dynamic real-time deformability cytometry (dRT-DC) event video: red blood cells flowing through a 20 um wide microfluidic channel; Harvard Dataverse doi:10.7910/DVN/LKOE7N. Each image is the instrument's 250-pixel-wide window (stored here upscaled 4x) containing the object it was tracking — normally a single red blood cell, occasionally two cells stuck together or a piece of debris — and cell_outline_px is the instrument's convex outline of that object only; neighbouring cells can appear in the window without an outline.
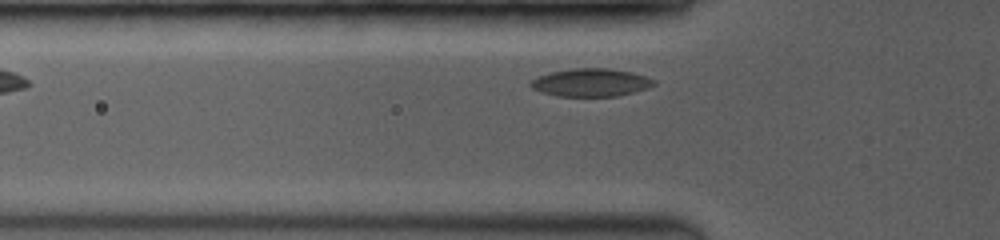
{"species": "common noctule bat (a hibernating species)", "species_latin": "Nyctalus noctula", "temperature_condition": "room temperature", "stored_images_in_passage": 25, "camera_frame_rate_fps": 3500, "um_per_image_px": 0.085, "animal": {"sex": "female", "body_mass_g": 19.0, "forearm_length_mm": 53.3}, "frame": {"image": 1, "passage_image": 4, "time_ms": 1.143, "image_size_px": [1000, 240], "cell_outline_px": [[656, 84], [648, 88], [616, 96], [556, 96], [540, 92], [532, 88], [528, 84], [536, 76], [548, 72], [568, 68], [608, 68], [632, 72], [656, 80]], "centroid_in_image_um": [50.17, 7.0], "position_along_channel_um": 75.6, "area_um2": 20.29}}
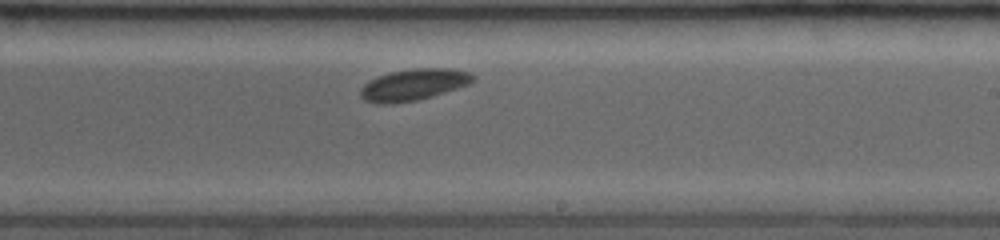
{"frame": {"image": 2, "passage_image": 15, "time_ms": 5.714, "image_size_px": [1000, 240], "cell_outline_px": [[476, 80], [472, 84], [432, 96], [416, 100], [392, 104], [376, 104], [364, 100], [360, 96], [360, 88], [364, 84], [376, 76], [392, 72], [412, 68], [452, 68], [468, 72], [476, 76]], "centroid_in_image_um": [35.18, 7.2], "position_along_channel_um": 253.8, "area_um2": 20.98}}
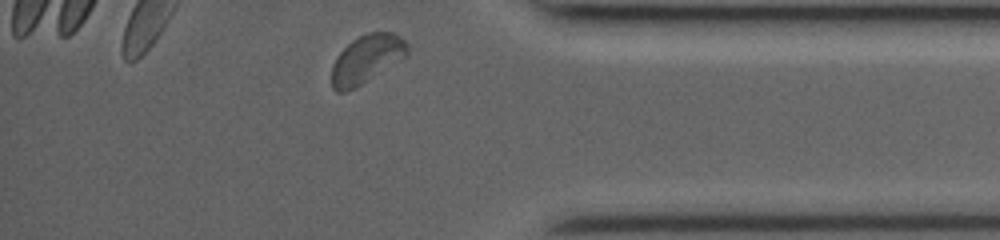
{"frame": {"image": 3, "passage_image": 25, "time_ms": 9.714, "image_size_px": [1000, 240], "cell_outline_px": [[408, 52], [404, 56], [356, 88], [344, 92], [336, 92], [332, 88], [332, 64], [340, 52], [352, 40], [368, 32], [392, 32], [400, 36], [408, 44]], "centroid_in_image_um": [31.13, 5.02], "position_along_channel_um": 404.1, "area_um2": 20.92}, "authors_computed_cell_mechanics": {"area_um2": 20.4612, "velocity_mm_per_s": 3.9145, "shape_relaxation_time_tau1_ms": 1.2412, "shape_relaxation_time_tau2_ms": null, "deformation_change_tau1": 0.0397, "deformation_change_tau2": null}}